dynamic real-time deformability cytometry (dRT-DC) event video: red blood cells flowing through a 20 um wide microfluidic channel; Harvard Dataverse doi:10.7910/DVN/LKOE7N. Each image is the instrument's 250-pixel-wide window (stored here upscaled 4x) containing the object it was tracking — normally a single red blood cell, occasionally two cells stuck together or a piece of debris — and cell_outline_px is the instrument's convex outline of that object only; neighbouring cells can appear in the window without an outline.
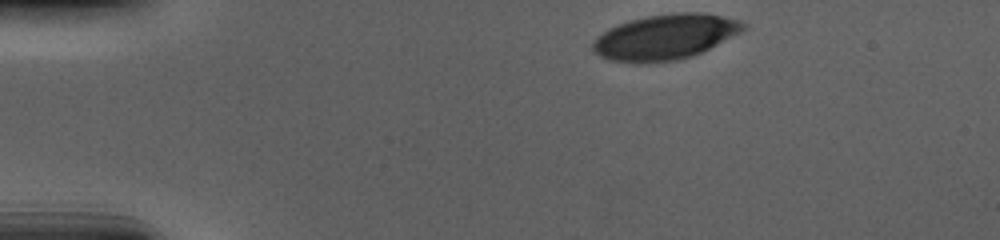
{"species": "human", "species_latin": "Homo sapiens", "temperature_condition": "cold", "stored_images_in_passage": 38, "camera_frame_rate_fps": 3000, "um_per_image_px": 0.085, "donor": {"sex": "male"}, "frame": {"image": 1, "passage_image": 1, "time_ms": 0.0, "image_size_px": [1000, 240], "cell_outline_px": [[748, 28], [692, 56], [676, 60], [636, 64], [632, 64], [608, 60], [600, 56], [592, 48], [592, 44], [596, 36], [608, 28], [632, 20], [648, 16], [676, 12], [704, 12], [740, 20], [748, 24]], "centroid_in_image_um": [56.52, 3.14], "position_along_channel_um": 28.5, "area_um2": 39.71}}
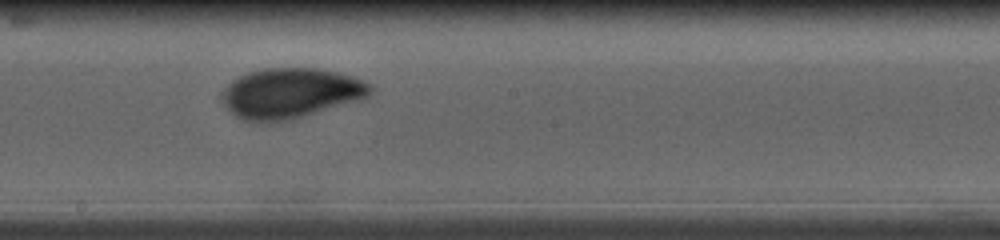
{"frame": {"image": 2, "passage_image": 23, "time_ms": 7.333, "image_size_px": [1000, 240], "cell_outline_px": [[372, 92], [368, 96], [360, 100], [292, 120], [268, 124], [252, 124], [236, 116], [220, 100], [220, 96], [224, 88], [232, 80], [248, 72], [264, 68], [316, 68], [356, 76], [368, 84], [372, 88]], "centroid_in_image_um": [24.67, 7.95], "position_along_channel_um": 223.5, "area_um2": 44.1}}
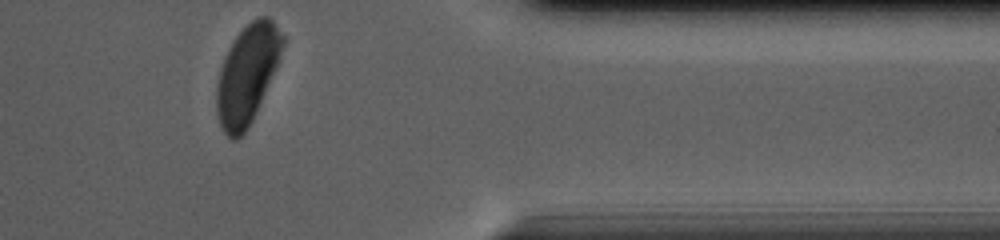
{"frame": {"image": 3, "passage_image": 38, "time_ms": 12.333, "image_size_px": [1000, 240], "cell_outline_px": [[284, 44], [276, 68], [256, 112], [248, 128], [236, 140], [232, 140], [220, 128], [216, 112], [216, 84], [220, 68], [224, 56], [232, 40], [256, 16], [268, 16], [272, 20], [284, 36]], "centroid_in_image_um": [20.99, 6.32], "position_along_channel_um": 390.4, "area_um2": 37.97}, "authors_computed_cell_mechanics": {"area_um2": 41.9339, "velocity_mm_per_s": 3.6748, "shape_relaxation_time_tau1_ms": 3.6882, "shape_relaxation_time_tau2_ms": 1.2319, "deformation_change_tau1": 0.1562, "deformation_change_tau2": 0.0577}}